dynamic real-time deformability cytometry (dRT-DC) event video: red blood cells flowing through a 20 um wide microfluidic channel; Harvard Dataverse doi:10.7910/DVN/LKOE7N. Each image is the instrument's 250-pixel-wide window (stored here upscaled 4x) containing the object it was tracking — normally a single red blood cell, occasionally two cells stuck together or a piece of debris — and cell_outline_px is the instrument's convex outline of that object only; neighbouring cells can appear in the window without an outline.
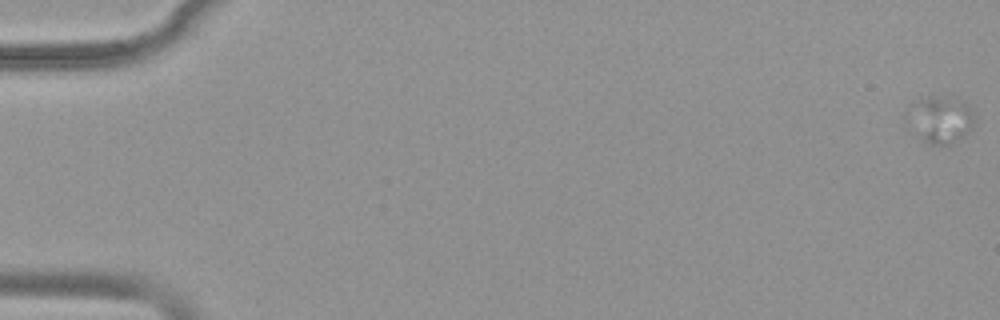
{"species": "common noctule bat (a hibernating species)", "species_latin": "Nyctalus noctula", "temperature_condition": "warm", "stored_images_in_passage": 55, "camera_frame_rate_fps": 3000, "um_per_image_px": 0.085, "animal": {"sex": "female", "body_mass_g": 19.9}, "frame": {"image": 1, "passage_image": 1, "time_ms": 0.0, "image_size_px": [1000, 320], "cell_outline_px": [[976, 124], [964, 136], [952, 144], [932, 144], [924, 140], [920, 136], [920, 100], [928, 96], [952, 92], [972, 108]], "centroid_in_image_um": [80.32, 10.09], "position_along_channel_um": 4.7, "area_um2": 16.65}}
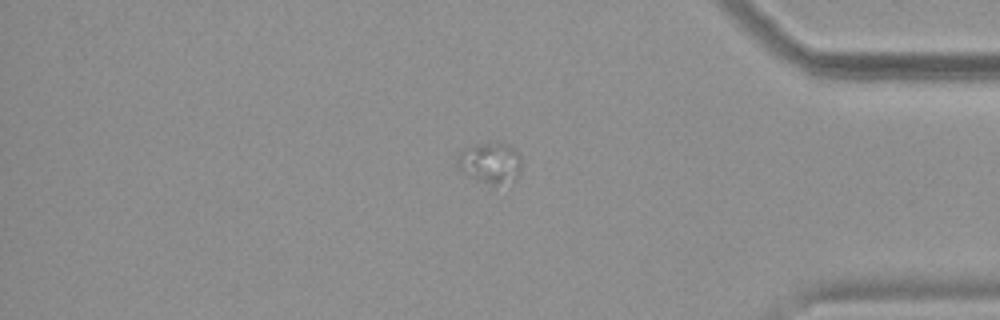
{"frame": {"image": 2, "passage_image": 47, "time_ms": 15.333, "image_size_px": [1000, 320], "cell_outline_px": [[520, 168], [516, 180], [512, 184], [492, 184], [476, 180], [460, 172], [456, 164], [456, 156], [464, 148], [472, 144], [508, 144], [520, 156]], "centroid_in_image_um": [41.62, 13.88], "position_along_channel_um": 393.6, "area_um2": 15.43}}
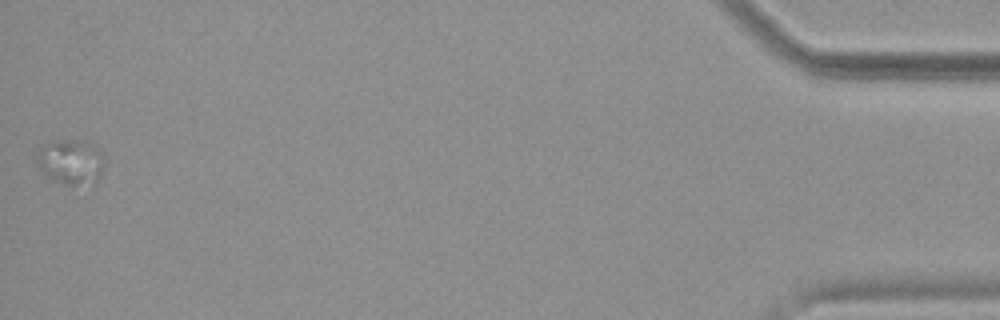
{"frame": {"image": 3, "passage_image": 55, "time_ms": 18.0, "image_size_px": [1000, 320], "cell_outline_px": [[104, 168], [96, 184], [64, 184], [40, 172], [36, 164], [36, 160], [40, 148], [44, 144], [52, 140], [88, 140], [104, 152]], "centroid_in_image_um": [6.06, 13.73], "position_along_channel_um": 429.1, "area_um2": 18.26}}